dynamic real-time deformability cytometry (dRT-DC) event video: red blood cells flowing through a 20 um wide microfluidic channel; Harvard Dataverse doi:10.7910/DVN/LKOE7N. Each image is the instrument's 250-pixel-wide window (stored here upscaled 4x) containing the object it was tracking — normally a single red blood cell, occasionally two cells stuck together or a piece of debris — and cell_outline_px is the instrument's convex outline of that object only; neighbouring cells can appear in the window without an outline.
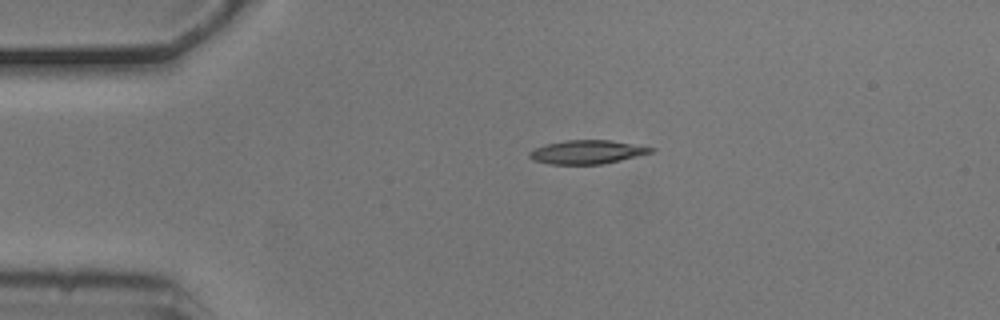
{"species": "common noctule bat (a hibernating species)", "species_latin": "Nyctalus noctula", "temperature_condition": "cold", "stored_images_in_passage": 2, "camera_frame_rate_fps": 3000, "um_per_image_px": 0.085, "animal": {"sex": "male", "body_mass_g": 20.5, "forearm_length_mm": 52.5}, "frame": {"image": 1, "passage_image": 1, "time_ms": 0.0, "image_size_px": [1000, 320], "cell_outline_px": [[656, 148], [652, 152], [604, 164], [548, 164], [532, 160], [528, 156], [528, 152], [544, 144], [564, 140], [612, 140]], "centroid_in_image_um": [49.86, 12.92], "position_along_channel_um": 35.1, "area_um2": 16.82}}